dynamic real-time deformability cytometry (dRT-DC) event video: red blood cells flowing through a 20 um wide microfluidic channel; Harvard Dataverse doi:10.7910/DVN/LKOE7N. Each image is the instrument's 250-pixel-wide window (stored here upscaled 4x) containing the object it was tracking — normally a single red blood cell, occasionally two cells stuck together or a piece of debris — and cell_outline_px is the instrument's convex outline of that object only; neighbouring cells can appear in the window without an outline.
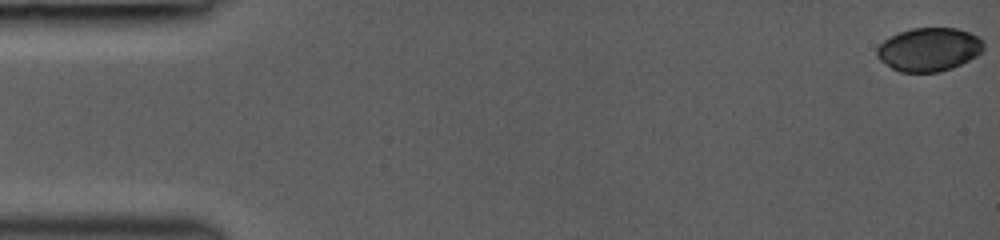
{"species": "common noctule bat (a hibernating species)", "species_latin": "Nyctalus noctula", "temperature_condition": "room temperature", "stored_images_in_passage": 43, "camera_frame_rate_fps": 3000, "um_per_image_px": 0.085, "animal": {"sex": "female", "body_mass_g": 19.0, "forearm_length_mm": 53.3}, "frame": {"image": 1, "passage_image": 1, "time_ms": 0.0, "image_size_px": [1000, 240], "cell_outline_px": [[984, 48], [976, 56], [952, 68], [940, 72], [900, 72], [892, 68], [880, 60], [876, 56], [876, 48], [884, 40], [900, 32], [912, 28], [956, 28], [980, 36], [984, 40]], "centroid_in_image_um": [78.97, 4.2], "position_along_channel_um": 6.0, "area_um2": 27.05}}
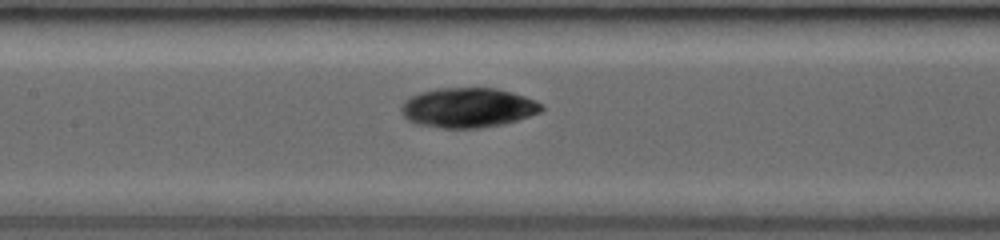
{"frame": {"image": 2, "passage_image": 23, "time_ms": 7.333, "image_size_px": [1000, 240], "cell_outline_px": [[544, 108], [540, 112], [516, 120], [500, 124], [480, 128], [444, 128], [416, 124], [408, 120], [400, 112], [400, 108], [404, 100], [420, 92], [436, 88], [496, 88], [512, 92], [536, 100], [544, 104]], "centroid_in_image_um": [39.76, 9.14], "position_along_channel_um": 167.6, "area_um2": 32.54}}
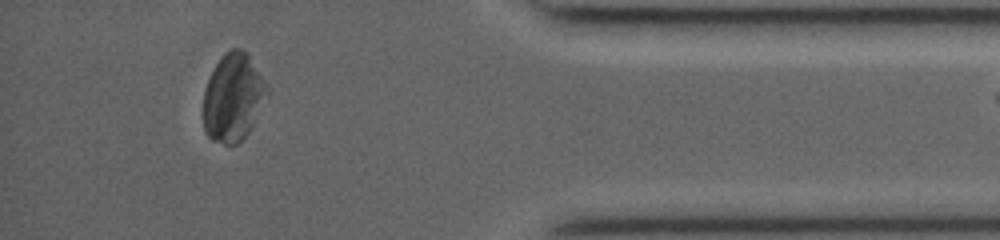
{"frame": {"image": 3, "passage_image": 42, "time_ms": 13.667, "image_size_px": [1000, 240], "cell_outline_px": [[268, 92], [248, 132], [236, 144], [224, 144], [212, 140], [204, 132], [204, 92], [208, 80], [216, 64], [224, 52], [232, 48], [240, 48], [248, 52], [264, 80], [268, 88]], "centroid_in_image_um": [19.8, 8.25], "position_along_channel_um": 415.4, "area_um2": 32.19}}